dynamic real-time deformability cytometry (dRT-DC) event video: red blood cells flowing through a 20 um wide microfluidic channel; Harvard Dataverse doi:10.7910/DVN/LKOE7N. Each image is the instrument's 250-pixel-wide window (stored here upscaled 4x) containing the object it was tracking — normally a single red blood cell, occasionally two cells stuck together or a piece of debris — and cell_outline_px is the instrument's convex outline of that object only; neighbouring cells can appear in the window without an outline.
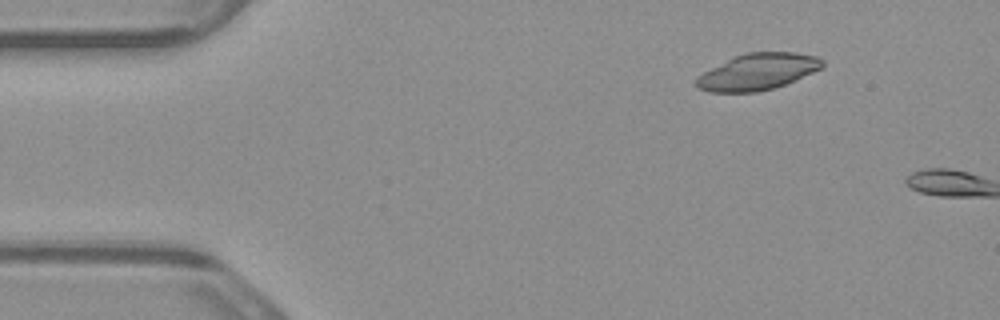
{"species": "common noctule bat (a hibernating species)", "species_latin": "Nyctalus noctula", "temperature_condition": "warm", "stored_images_in_passage": 3, "camera_frame_rate_fps": 3000, "um_per_image_px": 0.085, "animal": {"sex": "male", "body_mass_g": 23.1, "forearm_length_mm": 52.7}, "frame": {"image": 1, "passage_image": 2, "time_ms": 0.333, "image_size_px": [1000, 320], "cell_outline_px": [[824, 68], [796, 80], [772, 88], [756, 92], [708, 92], [700, 88], [696, 84], [696, 76], [732, 56], [744, 52], [796, 52], [816, 56], [824, 60]], "centroid_in_image_um": [64.42, 6.08], "position_along_channel_um": 20.6, "area_um2": 26.99}}